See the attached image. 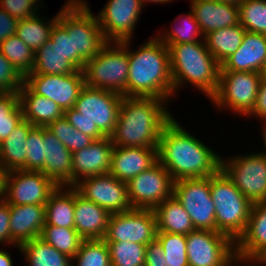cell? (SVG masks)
Segmentation results:
<instances>
[{
    "mask_svg": "<svg viewBox=\"0 0 266 266\" xmlns=\"http://www.w3.org/2000/svg\"><path fill=\"white\" fill-rule=\"evenodd\" d=\"M30 266H71L72 258L59 252L40 237L17 246Z\"/></svg>",
    "mask_w": 266,
    "mask_h": 266,
    "instance_id": "d6a6232c",
    "label": "cell"
},
{
    "mask_svg": "<svg viewBox=\"0 0 266 266\" xmlns=\"http://www.w3.org/2000/svg\"><path fill=\"white\" fill-rule=\"evenodd\" d=\"M46 128L49 129L71 153L90 146L94 142L93 138L74 128L64 116L61 119L55 120Z\"/></svg>",
    "mask_w": 266,
    "mask_h": 266,
    "instance_id": "ab89813d",
    "label": "cell"
},
{
    "mask_svg": "<svg viewBox=\"0 0 266 266\" xmlns=\"http://www.w3.org/2000/svg\"><path fill=\"white\" fill-rule=\"evenodd\" d=\"M250 115H256L266 121V76H263L260 81L254 107L248 116ZM264 129H266V122Z\"/></svg>",
    "mask_w": 266,
    "mask_h": 266,
    "instance_id": "f907efd6",
    "label": "cell"
},
{
    "mask_svg": "<svg viewBox=\"0 0 266 266\" xmlns=\"http://www.w3.org/2000/svg\"><path fill=\"white\" fill-rule=\"evenodd\" d=\"M66 187L67 188H64V186H58L50 194L48 201L45 204V225L75 228V188L72 186ZM63 188L67 190L65 191Z\"/></svg>",
    "mask_w": 266,
    "mask_h": 266,
    "instance_id": "f1b7e54d",
    "label": "cell"
},
{
    "mask_svg": "<svg viewBox=\"0 0 266 266\" xmlns=\"http://www.w3.org/2000/svg\"><path fill=\"white\" fill-rule=\"evenodd\" d=\"M45 163L41 172L57 186L73 187L72 153L44 127Z\"/></svg>",
    "mask_w": 266,
    "mask_h": 266,
    "instance_id": "603a6c76",
    "label": "cell"
},
{
    "mask_svg": "<svg viewBox=\"0 0 266 266\" xmlns=\"http://www.w3.org/2000/svg\"><path fill=\"white\" fill-rule=\"evenodd\" d=\"M10 209L9 204L0 201V243L13 244L18 246L10 237Z\"/></svg>",
    "mask_w": 266,
    "mask_h": 266,
    "instance_id": "681fc988",
    "label": "cell"
},
{
    "mask_svg": "<svg viewBox=\"0 0 266 266\" xmlns=\"http://www.w3.org/2000/svg\"><path fill=\"white\" fill-rule=\"evenodd\" d=\"M182 20L181 26H175L173 30L166 33L164 36L158 37L166 46L170 44H180V43H194L199 42L198 36L204 37L201 31L200 25L194 18L193 12L185 16H179ZM177 25V24H176ZM180 25V24H179Z\"/></svg>",
    "mask_w": 266,
    "mask_h": 266,
    "instance_id": "ee69618b",
    "label": "cell"
},
{
    "mask_svg": "<svg viewBox=\"0 0 266 266\" xmlns=\"http://www.w3.org/2000/svg\"><path fill=\"white\" fill-rule=\"evenodd\" d=\"M238 6L242 27L266 35V0H243Z\"/></svg>",
    "mask_w": 266,
    "mask_h": 266,
    "instance_id": "f35d334b",
    "label": "cell"
},
{
    "mask_svg": "<svg viewBox=\"0 0 266 266\" xmlns=\"http://www.w3.org/2000/svg\"><path fill=\"white\" fill-rule=\"evenodd\" d=\"M265 65L266 35L246 31L240 47L220 65V71L262 73Z\"/></svg>",
    "mask_w": 266,
    "mask_h": 266,
    "instance_id": "7402d4cb",
    "label": "cell"
},
{
    "mask_svg": "<svg viewBox=\"0 0 266 266\" xmlns=\"http://www.w3.org/2000/svg\"><path fill=\"white\" fill-rule=\"evenodd\" d=\"M58 21L68 32H73V64L79 70L108 43L97 16L84 1L68 0L59 12Z\"/></svg>",
    "mask_w": 266,
    "mask_h": 266,
    "instance_id": "8992f818",
    "label": "cell"
},
{
    "mask_svg": "<svg viewBox=\"0 0 266 266\" xmlns=\"http://www.w3.org/2000/svg\"><path fill=\"white\" fill-rule=\"evenodd\" d=\"M9 171L0 163V201L5 200Z\"/></svg>",
    "mask_w": 266,
    "mask_h": 266,
    "instance_id": "f5cc1de1",
    "label": "cell"
},
{
    "mask_svg": "<svg viewBox=\"0 0 266 266\" xmlns=\"http://www.w3.org/2000/svg\"><path fill=\"white\" fill-rule=\"evenodd\" d=\"M18 95L24 120L29 121L33 126L47 127L64 115L54 101L35 94L25 83L18 91Z\"/></svg>",
    "mask_w": 266,
    "mask_h": 266,
    "instance_id": "4316f807",
    "label": "cell"
},
{
    "mask_svg": "<svg viewBox=\"0 0 266 266\" xmlns=\"http://www.w3.org/2000/svg\"><path fill=\"white\" fill-rule=\"evenodd\" d=\"M211 176L174 181L173 196L198 230L216 231L215 205L210 193Z\"/></svg>",
    "mask_w": 266,
    "mask_h": 266,
    "instance_id": "30bf717a",
    "label": "cell"
},
{
    "mask_svg": "<svg viewBox=\"0 0 266 266\" xmlns=\"http://www.w3.org/2000/svg\"><path fill=\"white\" fill-rule=\"evenodd\" d=\"M25 145L26 165L21 170L41 171L45 163L44 127L33 126Z\"/></svg>",
    "mask_w": 266,
    "mask_h": 266,
    "instance_id": "7bdbcfd3",
    "label": "cell"
},
{
    "mask_svg": "<svg viewBox=\"0 0 266 266\" xmlns=\"http://www.w3.org/2000/svg\"><path fill=\"white\" fill-rule=\"evenodd\" d=\"M0 52L25 77L34 66L35 53L17 35L0 43Z\"/></svg>",
    "mask_w": 266,
    "mask_h": 266,
    "instance_id": "d590c367",
    "label": "cell"
},
{
    "mask_svg": "<svg viewBox=\"0 0 266 266\" xmlns=\"http://www.w3.org/2000/svg\"><path fill=\"white\" fill-rule=\"evenodd\" d=\"M200 1H209V0H191V2H200Z\"/></svg>",
    "mask_w": 266,
    "mask_h": 266,
    "instance_id": "91938a15",
    "label": "cell"
},
{
    "mask_svg": "<svg viewBox=\"0 0 266 266\" xmlns=\"http://www.w3.org/2000/svg\"><path fill=\"white\" fill-rule=\"evenodd\" d=\"M24 120L18 93H0V143Z\"/></svg>",
    "mask_w": 266,
    "mask_h": 266,
    "instance_id": "8d00e7d4",
    "label": "cell"
},
{
    "mask_svg": "<svg viewBox=\"0 0 266 266\" xmlns=\"http://www.w3.org/2000/svg\"><path fill=\"white\" fill-rule=\"evenodd\" d=\"M141 4L144 6V2H154V3H167V2H171V0H140Z\"/></svg>",
    "mask_w": 266,
    "mask_h": 266,
    "instance_id": "9f6ffc18",
    "label": "cell"
},
{
    "mask_svg": "<svg viewBox=\"0 0 266 266\" xmlns=\"http://www.w3.org/2000/svg\"><path fill=\"white\" fill-rule=\"evenodd\" d=\"M220 169L252 204L266 201V152L229 161L221 157Z\"/></svg>",
    "mask_w": 266,
    "mask_h": 266,
    "instance_id": "7c38bea8",
    "label": "cell"
},
{
    "mask_svg": "<svg viewBox=\"0 0 266 266\" xmlns=\"http://www.w3.org/2000/svg\"><path fill=\"white\" fill-rule=\"evenodd\" d=\"M126 184L133 209L153 210L173 196L174 180L159 161Z\"/></svg>",
    "mask_w": 266,
    "mask_h": 266,
    "instance_id": "4fadbf2b",
    "label": "cell"
},
{
    "mask_svg": "<svg viewBox=\"0 0 266 266\" xmlns=\"http://www.w3.org/2000/svg\"><path fill=\"white\" fill-rule=\"evenodd\" d=\"M215 1L238 6L243 0H215Z\"/></svg>",
    "mask_w": 266,
    "mask_h": 266,
    "instance_id": "11a10c76",
    "label": "cell"
},
{
    "mask_svg": "<svg viewBox=\"0 0 266 266\" xmlns=\"http://www.w3.org/2000/svg\"><path fill=\"white\" fill-rule=\"evenodd\" d=\"M18 21L4 9H0V43L8 37L16 35Z\"/></svg>",
    "mask_w": 266,
    "mask_h": 266,
    "instance_id": "816d5d0a",
    "label": "cell"
},
{
    "mask_svg": "<svg viewBox=\"0 0 266 266\" xmlns=\"http://www.w3.org/2000/svg\"><path fill=\"white\" fill-rule=\"evenodd\" d=\"M50 40L53 41L54 47L73 63V32H68L57 20L51 29Z\"/></svg>",
    "mask_w": 266,
    "mask_h": 266,
    "instance_id": "bcb514c9",
    "label": "cell"
},
{
    "mask_svg": "<svg viewBox=\"0 0 266 266\" xmlns=\"http://www.w3.org/2000/svg\"><path fill=\"white\" fill-rule=\"evenodd\" d=\"M191 12L204 36L212 31L240 24L239 6L236 5L215 0L191 2Z\"/></svg>",
    "mask_w": 266,
    "mask_h": 266,
    "instance_id": "484cf974",
    "label": "cell"
},
{
    "mask_svg": "<svg viewBox=\"0 0 266 266\" xmlns=\"http://www.w3.org/2000/svg\"><path fill=\"white\" fill-rule=\"evenodd\" d=\"M163 101L154 97H123L110 136L113 146L158 147L163 128L174 118Z\"/></svg>",
    "mask_w": 266,
    "mask_h": 266,
    "instance_id": "7a4b0ae2",
    "label": "cell"
},
{
    "mask_svg": "<svg viewBox=\"0 0 266 266\" xmlns=\"http://www.w3.org/2000/svg\"><path fill=\"white\" fill-rule=\"evenodd\" d=\"M246 30L241 24L224 27L204 36L207 49L221 65L240 47Z\"/></svg>",
    "mask_w": 266,
    "mask_h": 266,
    "instance_id": "4dcf8cb0",
    "label": "cell"
},
{
    "mask_svg": "<svg viewBox=\"0 0 266 266\" xmlns=\"http://www.w3.org/2000/svg\"><path fill=\"white\" fill-rule=\"evenodd\" d=\"M129 71L126 96L154 97L167 100L174 93L168 47L151 38L139 50L129 49Z\"/></svg>",
    "mask_w": 266,
    "mask_h": 266,
    "instance_id": "3957f363",
    "label": "cell"
},
{
    "mask_svg": "<svg viewBox=\"0 0 266 266\" xmlns=\"http://www.w3.org/2000/svg\"><path fill=\"white\" fill-rule=\"evenodd\" d=\"M0 266H13L11 256L6 250H0Z\"/></svg>",
    "mask_w": 266,
    "mask_h": 266,
    "instance_id": "db71d44e",
    "label": "cell"
},
{
    "mask_svg": "<svg viewBox=\"0 0 266 266\" xmlns=\"http://www.w3.org/2000/svg\"><path fill=\"white\" fill-rule=\"evenodd\" d=\"M57 187L41 171H9L5 201L9 205H45Z\"/></svg>",
    "mask_w": 266,
    "mask_h": 266,
    "instance_id": "e0dca14e",
    "label": "cell"
},
{
    "mask_svg": "<svg viewBox=\"0 0 266 266\" xmlns=\"http://www.w3.org/2000/svg\"><path fill=\"white\" fill-rule=\"evenodd\" d=\"M157 232L187 235L195 230L189 214L174 196L153 209Z\"/></svg>",
    "mask_w": 266,
    "mask_h": 266,
    "instance_id": "83f0119b",
    "label": "cell"
},
{
    "mask_svg": "<svg viewBox=\"0 0 266 266\" xmlns=\"http://www.w3.org/2000/svg\"><path fill=\"white\" fill-rule=\"evenodd\" d=\"M10 237L21 245L40 237L45 225V205H9Z\"/></svg>",
    "mask_w": 266,
    "mask_h": 266,
    "instance_id": "d4e9b609",
    "label": "cell"
},
{
    "mask_svg": "<svg viewBox=\"0 0 266 266\" xmlns=\"http://www.w3.org/2000/svg\"><path fill=\"white\" fill-rule=\"evenodd\" d=\"M24 76L0 52V93H18L24 84Z\"/></svg>",
    "mask_w": 266,
    "mask_h": 266,
    "instance_id": "f6af8a7d",
    "label": "cell"
},
{
    "mask_svg": "<svg viewBox=\"0 0 266 266\" xmlns=\"http://www.w3.org/2000/svg\"><path fill=\"white\" fill-rule=\"evenodd\" d=\"M142 7L140 0H109L97 16L106 40H131Z\"/></svg>",
    "mask_w": 266,
    "mask_h": 266,
    "instance_id": "ac0fdd59",
    "label": "cell"
},
{
    "mask_svg": "<svg viewBox=\"0 0 266 266\" xmlns=\"http://www.w3.org/2000/svg\"><path fill=\"white\" fill-rule=\"evenodd\" d=\"M0 4L2 9L17 20L31 18L36 15L38 12L36 10L39 9V5L33 0H0Z\"/></svg>",
    "mask_w": 266,
    "mask_h": 266,
    "instance_id": "7dc6e473",
    "label": "cell"
},
{
    "mask_svg": "<svg viewBox=\"0 0 266 266\" xmlns=\"http://www.w3.org/2000/svg\"><path fill=\"white\" fill-rule=\"evenodd\" d=\"M262 77L259 72L220 71L217 93L210 100L219 108L248 115L254 107Z\"/></svg>",
    "mask_w": 266,
    "mask_h": 266,
    "instance_id": "9c48e42d",
    "label": "cell"
},
{
    "mask_svg": "<svg viewBox=\"0 0 266 266\" xmlns=\"http://www.w3.org/2000/svg\"><path fill=\"white\" fill-rule=\"evenodd\" d=\"M156 240L162 246L165 261H167L170 266H189L185 235L157 232Z\"/></svg>",
    "mask_w": 266,
    "mask_h": 266,
    "instance_id": "60d3db41",
    "label": "cell"
},
{
    "mask_svg": "<svg viewBox=\"0 0 266 266\" xmlns=\"http://www.w3.org/2000/svg\"><path fill=\"white\" fill-rule=\"evenodd\" d=\"M113 144L110 137L94 140L83 149L72 153L73 186L84 178L108 174L111 167ZM83 176V177H82Z\"/></svg>",
    "mask_w": 266,
    "mask_h": 266,
    "instance_id": "ffe728a7",
    "label": "cell"
},
{
    "mask_svg": "<svg viewBox=\"0 0 266 266\" xmlns=\"http://www.w3.org/2000/svg\"><path fill=\"white\" fill-rule=\"evenodd\" d=\"M73 187L85 199L111 214L133 209L128 198L126 182L118 180L110 173L81 179Z\"/></svg>",
    "mask_w": 266,
    "mask_h": 266,
    "instance_id": "2e32d148",
    "label": "cell"
},
{
    "mask_svg": "<svg viewBox=\"0 0 266 266\" xmlns=\"http://www.w3.org/2000/svg\"><path fill=\"white\" fill-rule=\"evenodd\" d=\"M114 44L113 46L110 45ZM85 86L114 91L126 97L129 71L128 40L108 42L82 69Z\"/></svg>",
    "mask_w": 266,
    "mask_h": 266,
    "instance_id": "ba28073f",
    "label": "cell"
},
{
    "mask_svg": "<svg viewBox=\"0 0 266 266\" xmlns=\"http://www.w3.org/2000/svg\"><path fill=\"white\" fill-rule=\"evenodd\" d=\"M158 161V147L114 146L111 155L110 174L128 182Z\"/></svg>",
    "mask_w": 266,
    "mask_h": 266,
    "instance_id": "44dd1931",
    "label": "cell"
},
{
    "mask_svg": "<svg viewBox=\"0 0 266 266\" xmlns=\"http://www.w3.org/2000/svg\"><path fill=\"white\" fill-rule=\"evenodd\" d=\"M266 263V257L260 262V264H265Z\"/></svg>",
    "mask_w": 266,
    "mask_h": 266,
    "instance_id": "94428289",
    "label": "cell"
},
{
    "mask_svg": "<svg viewBox=\"0 0 266 266\" xmlns=\"http://www.w3.org/2000/svg\"><path fill=\"white\" fill-rule=\"evenodd\" d=\"M264 131V133H262L263 134V140H264V145L266 146V129H264L263 130ZM265 151H266V147H265Z\"/></svg>",
    "mask_w": 266,
    "mask_h": 266,
    "instance_id": "6f0895ef",
    "label": "cell"
},
{
    "mask_svg": "<svg viewBox=\"0 0 266 266\" xmlns=\"http://www.w3.org/2000/svg\"><path fill=\"white\" fill-rule=\"evenodd\" d=\"M59 13L47 24L38 15L18 21L16 35L35 53L50 39V32ZM46 23V24H45Z\"/></svg>",
    "mask_w": 266,
    "mask_h": 266,
    "instance_id": "836d02e7",
    "label": "cell"
},
{
    "mask_svg": "<svg viewBox=\"0 0 266 266\" xmlns=\"http://www.w3.org/2000/svg\"><path fill=\"white\" fill-rule=\"evenodd\" d=\"M237 262H261L266 257V201L253 203L245 232L235 242Z\"/></svg>",
    "mask_w": 266,
    "mask_h": 266,
    "instance_id": "d6986e66",
    "label": "cell"
},
{
    "mask_svg": "<svg viewBox=\"0 0 266 266\" xmlns=\"http://www.w3.org/2000/svg\"><path fill=\"white\" fill-rule=\"evenodd\" d=\"M24 83L35 94L54 101L63 112L74 107L85 87L82 70L65 75L27 74Z\"/></svg>",
    "mask_w": 266,
    "mask_h": 266,
    "instance_id": "9a60e30c",
    "label": "cell"
},
{
    "mask_svg": "<svg viewBox=\"0 0 266 266\" xmlns=\"http://www.w3.org/2000/svg\"><path fill=\"white\" fill-rule=\"evenodd\" d=\"M189 266H232L235 242L218 231L195 229L186 235Z\"/></svg>",
    "mask_w": 266,
    "mask_h": 266,
    "instance_id": "8fae6325",
    "label": "cell"
},
{
    "mask_svg": "<svg viewBox=\"0 0 266 266\" xmlns=\"http://www.w3.org/2000/svg\"><path fill=\"white\" fill-rule=\"evenodd\" d=\"M156 218L151 209H131L110 216L105 242L148 245L156 239Z\"/></svg>",
    "mask_w": 266,
    "mask_h": 266,
    "instance_id": "5bb4252c",
    "label": "cell"
},
{
    "mask_svg": "<svg viewBox=\"0 0 266 266\" xmlns=\"http://www.w3.org/2000/svg\"><path fill=\"white\" fill-rule=\"evenodd\" d=\"M144 266H170L165 261L164 250L156 239L146 245Z\"/></svg>",
    "mask_w": 266,
    "mask_h": 266,
    "instance_id": "c3c4849f",
    "label": "cell"
},
{
    "mask_svg": "<svg viewBox=\"0 0 266 266\" xmlns=\"http://www.w3.org/2000/svg\"><path fill=\"white\" fill-rule=\"evenodd\" d=\"M262 75H263V76H266V65H265V67H264V70H263V72H262Z\"/></svg>",
    "mask_w": 266,
    "mask_h": 266,
    "instance_id": "680465c9",
    "label": "cell"
},
{
    "mask_svg": "<svg viewBox=\"0 0 266 266\" xmlns=\"http://www.w3.org/2000/svg\"><path fill=\"white\" fill-rule=\"evenodd\" d=\"M111 266H144L146 245L134 242H106Z\"/></svg>",
    "mask_w": 266,
    "mask_h": 266,
    "instance_id": "74e56055",
    "label": "cell"
},
{
    "mask_svg": "<svg viewBox=\"0 0 266 266\" xmlns=\"http://www.w3.org/2000/svg\"><path fill=\"white\" fill-rule=\"evenodd\" d=\"M75 229L83 240H104L111 213L75 189Z\"/></svg>",
    "mask_w": 266,
    "mask_h": 266,
    "instance_id": "cb8c5ba5",
    "label": "cell"
},
{
    "mask_svg": "<svg viewBox=\"0 0 266 266\" xmlns=\"http://www.w3.org/2000/svg\"><path fill=\"white\" fill-rule=\"evenodd\" d=\"M40 238L59 252L73 258L83 241L75 228L44 225Z\"/></svg>",
    "mask_w": 266,
    "mask_h": 266,
    "instance_id": "e575fe53",
    "label": "cell"
},
{
    "mask_svg": "<svg viewBox=\"0 0 266 266\" xmlns=\"http://www.w3.org/2000/svg\"><path fill=\"white\" fill-rule=\"evenodd\" d=\"M167 47L174 92L185 82H190L211 99L219 86L220 64L207 49L205 41Z\"/></svg>",
    "mask_w": 266,
    "mask_h": 266,
    "instance_id": "5b68a950",
    "label": "cell"
},
{
    "mask_svg": "<svg viewBox=\"0 0 266 266\" xmlns=\"http://www.w3.org/2000/svg\"><path fill=\"white\" fill-rule=\"evenodd\" d=\"M210 193L215 205L216 231L236 242L245 232L252 203L221 169L211 176Z\"/></svg>",
    "mask_w": 266,
    "mask_h": 266,
    "instance_id": "52a82bcc",
    "label": "cell"
},
{
    "mask_svg": "<svg viewBox=\"0 0 266 266\" xmlns=\"http://www.w3.org/2000/svg\"><path fill=\"white\" fill-rule=\"evenodd\" d=\"M123 96L114 91L85 86L64 118L94 140L110 137L118 120Z\"/></svg>",
    "mask_w": 266,
    "mask_h": 266,
    "instance_id": "277c9868",
    "label": "cell"
},
{
    "mask_svg": "<svg viewBox=\"0 0 266 266\" xmlns=\"http://www.w3.org/2000/svg\"><path fill=\"white\" fill-rule=\"evenodd\" d=\"M33 125L23 120L0 143V163L8 170H21L26 165V140Z\"/></svg>",
    "mask_w": 266,
    "mask_h": 266,
    "instance_id": "f546056e",
    "label": "cell"
},
{
    "mask_svg": "<svg viewBox=\"0 0 266 266\" xmlns=\"http://www.w3.org/2000/svg\"><path fill=\"white\" fill-rule=\"evenodd\" d=\"M72 260L77 261V266H111L109 249L104 240H83Z\"/></svg>",
    "mask_w": 266,
    "mask_h": 266,
    "instance_id": "b9f144b4",
    "label": "cell"
},
{
    "mask_svg": "<svg viewBox=\"0 0 266 266\" xmlns=\"http://www.w3.org/2000/svg\"><path fill=\"white\" fill-rule=\"evenodd\" d=\"M79 69L54 47L50 39L35 52L34 66L28 74L65 75Z\"/></svg>",
    "mask_w": 266,
    "mask_h": 266,
    "instance_id": "1f68e13d",
    "label": "cell"
},
{
    "mask_svg": "<svg viewBox=\"0 0 266 266\" xmlns=\"http://www.w3.org/2000/svg\"><path fill=\"white\" fill-rule=\"evenodd\" d=\"M158 161L174 181L209 177L221 168L220 157L185 131L174 118L161 133Z\"/></svg>",
    "mask_w": 266,
    "mask_h": 266,
    "instance_id": "6da1fadb",
    "label": "cell"
}]
</instances>
